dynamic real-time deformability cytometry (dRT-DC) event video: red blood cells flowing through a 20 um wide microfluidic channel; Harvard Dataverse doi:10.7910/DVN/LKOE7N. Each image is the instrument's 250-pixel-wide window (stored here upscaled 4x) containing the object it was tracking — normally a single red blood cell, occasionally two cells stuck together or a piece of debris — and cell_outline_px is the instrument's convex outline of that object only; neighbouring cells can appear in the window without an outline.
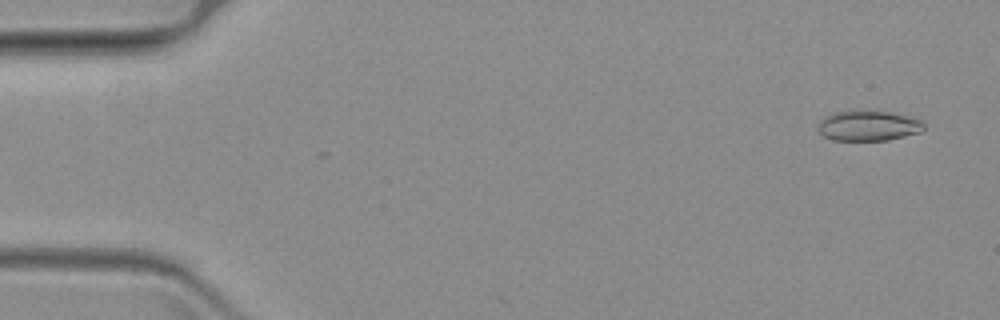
{"species": "common noctule bat (a hibernating species)", "species_latin": "Nyctalus noctula", "temperature_condition": "warm", "stored_images_in_passage": 5, "camera_frame_rate_fps": 3000, "um_per_image_px": 0.085, "animal": {"sex": "female", "body_mass_g": 19.3, "forearm_length_mm": 54.1}, "frame": {"image": 1, "passage_image": 3, "time_ms": 0.667, "image_size_px": [1000, 320], "cell_outline_px": [[924, 128], [920, 132], [888, 140], [832, 140], [816, 132], [816, 128], [820, 120], [824, 116], [832, 112], [848, 108], [868, 108], [892, 112], [912, 116], [924, 120]], "centroid_in_image_um": [73.76, 10.62], "position_along_channel_um": 11.2, "area_um2": 19.88}}